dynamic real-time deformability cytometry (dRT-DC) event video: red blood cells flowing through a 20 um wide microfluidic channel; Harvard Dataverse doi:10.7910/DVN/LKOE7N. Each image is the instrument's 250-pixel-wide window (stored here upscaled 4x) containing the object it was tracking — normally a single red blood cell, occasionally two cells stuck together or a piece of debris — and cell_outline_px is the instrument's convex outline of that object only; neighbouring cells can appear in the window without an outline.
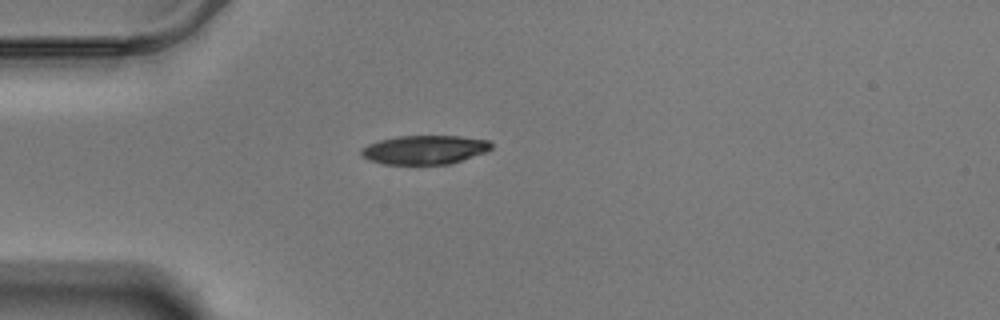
{"species": "Egyptian fruit bat (a non-hibernating species)", "species_latin": "Rousettus aegyptiacus", "temperature_condition": "warm", "stored_images_in_passage": 43, "camera_frame_rate_fps": 3000, "um_per_image_px": 0.085, "animal": {"sex": "male"}, "frame": {"image": 1, "passage_image": 1, "time_ms": 0.0, "image_size_px": [1000, 320], "cell_outline_px": [[492, 148], [488, 152], [452, 164], [384, 164], [368, 160], [360, 152], [360, 148], [368, 144], [380, 140], [396, 136], [460, 136], [488, 140], [492, 144]], "centroid_in_image_um": [36.12, 12.73], "position_along_channel_um": 48.9, "area_um2": 22.14}}
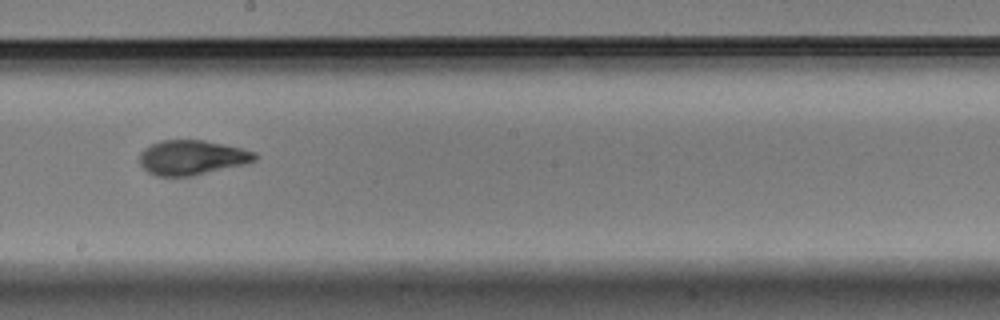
{"frame": {"image": 2, "passage_image": 18, "time_ms": 5.667, "image_size_px": [1000, 320], "cell_outline_px": [[260, 156], [256, 160], [244, 164], [192, 176], [156, 176], [148, 172], [140, 164], [140, 152], [144, 148], [160, 140], [204, 140], [240, 148], [256, 152]], "centroid_in_image_um": [16.31, 13.39], "position_along_channel_um": 231.9, "area_um2": 23.29}}
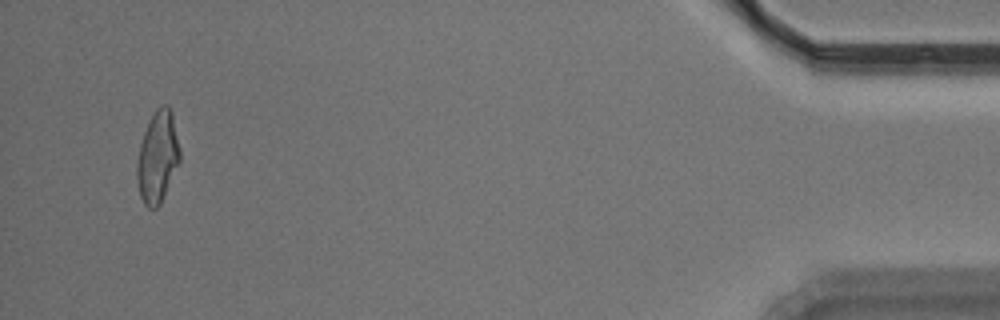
{"frame": {"image": 3, "passage_image": 41, "time_ms": 13.333, "image_size_px": [1000, 320], "cell_outline_px": [[180, 160], [160, 204], [156, 208], [148, 208], [144, 204], [140, 196], [136, 176], [136, 168], [140, 144], [144, 132], [156, 108], [160, 104], [168, 104], [172, 112], [180, 148]], "centroid_in_image_um": [13.4, 13.33], "position_along_channel_um": 421.8, "area_um2": 22.77}, "authors_computed_cell_mechanics": {"area_um2": 23.12, "velocity_mm_per_s": 3.4695, "shape_relaxation_time_tau1_ms": 5.5189, "shape_relaxation_time_tau2_ms": 1.2875, "deformation_change_tau1": 0.1966, "deformation_change_tau2": 0.0669}}